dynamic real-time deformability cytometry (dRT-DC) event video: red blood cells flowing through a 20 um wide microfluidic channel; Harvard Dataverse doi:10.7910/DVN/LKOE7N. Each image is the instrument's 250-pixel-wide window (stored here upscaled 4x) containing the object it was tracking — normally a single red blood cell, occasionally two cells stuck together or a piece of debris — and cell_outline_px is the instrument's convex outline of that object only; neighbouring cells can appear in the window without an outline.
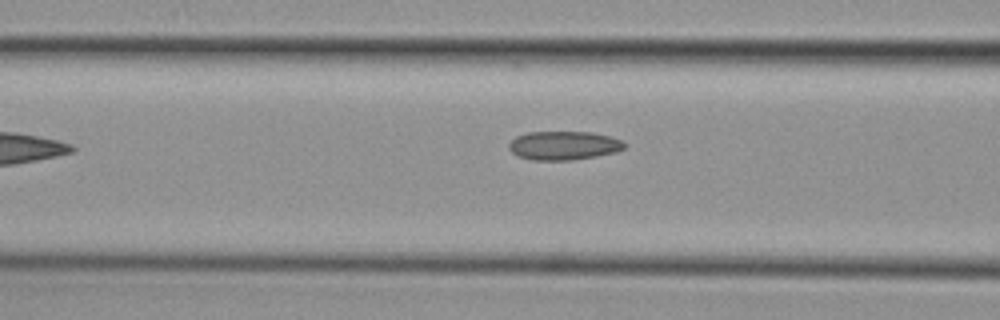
{"species": "common noctule bat (a hibernating species)", "species_latin": "Nyctalus noctula", "temperature_condition": "cold", "stored_images_in_passage": 8, "camera_frame_rate_fps": 3000, "um_per_image_px": 0.085, "animal": {"sex": "female", "body_mass_g": 29.2, "forearm_length_mm": 56.3}, "frame": {"image": 1, "passage_image": 7, "time_ms": 2.0, "image_size_px": [1000, 320], "cell_outline_px": [[628, 144], [624, 148], [616, 152], [596, 156], [572, 160], [532, 160], [516, 156], [508, 148], [508, 144], [516, 136], [528, 132], [592, 132], [608, 136], [620, 140]], "centroid_in_image_um": [47.9, 12.37], "position_along_channel_um": 118.7, "area_um2": 19.42}}